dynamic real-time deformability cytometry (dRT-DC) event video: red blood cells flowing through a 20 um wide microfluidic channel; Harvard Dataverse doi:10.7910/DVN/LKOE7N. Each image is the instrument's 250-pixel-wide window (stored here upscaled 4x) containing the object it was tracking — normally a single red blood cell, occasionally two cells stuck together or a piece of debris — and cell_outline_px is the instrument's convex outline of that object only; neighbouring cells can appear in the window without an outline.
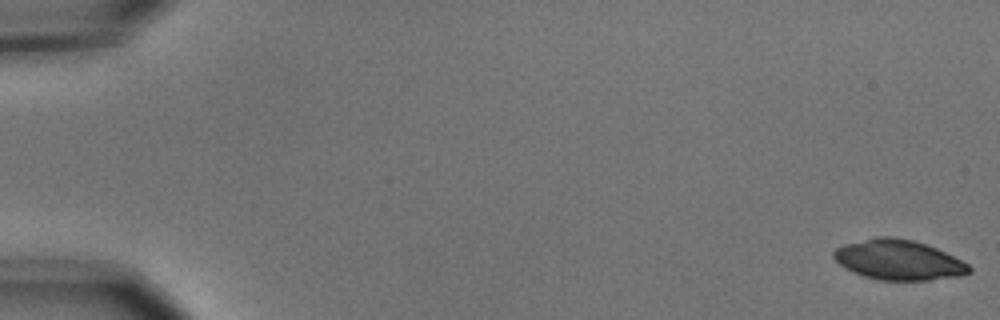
{"species": "common noctule bat (a hibernating species)", "species_latin": "Nyctalus noctula", "temperature_condition": "cold", "stored_images_in_passage": 9, "camera_frame_rate_fps": 3000, "um_per_image_px": 0.085, "animal": {"sex": "male", "body_mass_g": 15.6}, "frame": {"image": 1, "passage_image": 1, "time_ms": 0.0, "image_size_px": [1000, 320], "cell_outline_px": [[972, 272], [960, 276], [928, 280], [880, 280], [864, 276], [852, 272], [844, 268], [832, 256], [832, 252], [836, 248], [844, 244], [876, 236], [892, 236], [912, 240], [936, 248], [968, 264], [972, 268]], "centroid_in_image_um": [76.35, 22.09], "position_along_channel_um": 8.7, "area_um2": 31.56}}